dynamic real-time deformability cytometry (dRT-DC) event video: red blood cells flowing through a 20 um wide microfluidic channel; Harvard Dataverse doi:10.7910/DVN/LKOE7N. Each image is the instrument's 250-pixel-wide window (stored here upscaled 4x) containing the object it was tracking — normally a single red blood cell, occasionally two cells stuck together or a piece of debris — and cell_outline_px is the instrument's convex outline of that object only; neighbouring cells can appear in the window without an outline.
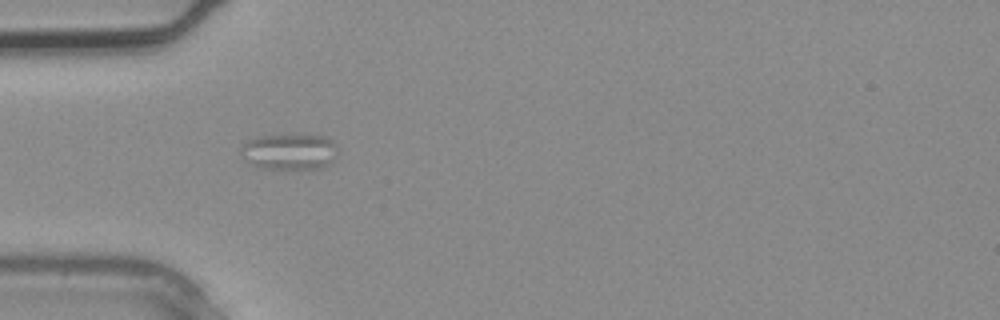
{"species": "common noctule bat (a hibernating species)", "species_latin": "Nyctalus noctula", "temperature_condition": "warm", "stored_images_in_passage": 3, "camera_frame_rate_fps": 3000, "um_per_image_px": 0.085, "animal": {"sex": "male", "body_mass_g": 20.4}, "frame": {"image": 1, "passage_image": 3, "time_ms": 0.667, "image_size_px": [1000, 320], "cell_outline_px": [[336, 160], [320, 168], [260, 168], [244, 160], [240, 156], [240, 148], [248, 140], [256, 136], [300, 132], [328, 136], [336, 144]], "centroid_in_image_um": [24.61, 12.83], "position_along_channel_um": 60.4, "area_um2": 21.21}}